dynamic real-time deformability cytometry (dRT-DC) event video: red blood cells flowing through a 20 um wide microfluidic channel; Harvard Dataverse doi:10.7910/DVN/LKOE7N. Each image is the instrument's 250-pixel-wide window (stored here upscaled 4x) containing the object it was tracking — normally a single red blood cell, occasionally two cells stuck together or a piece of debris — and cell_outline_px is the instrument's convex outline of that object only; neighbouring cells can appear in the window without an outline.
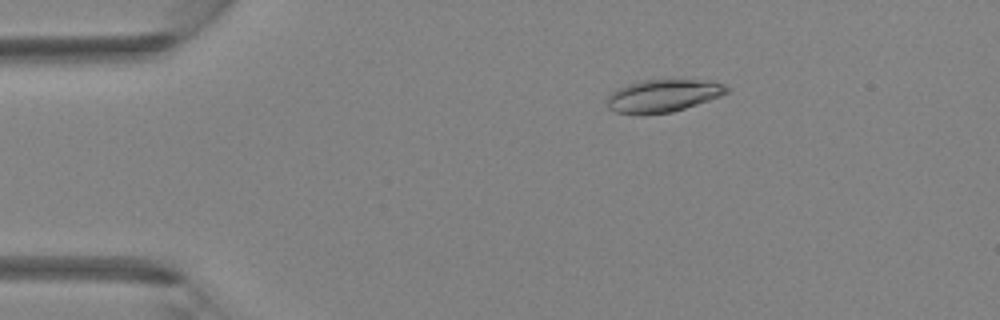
{"species": "Egyptian fruit bat (a non-hibernating species)", "species_latin": "Rousettus aegyptiacus", "temperature_condition": "room temperature", "stored_images_in_passage": 4, "camera_frame_rate_fps": 3000, "um_per_image_px": 0.085, "animal": {"sex": "female"}, "frame": {"image": 1, "passage_image": 2, "time_ms": 0.333, "image_size_px": [1000, 320], "cell_outline_px": [[732, 88], [728, 92], [720, 96], [672, 112], [616, 112], [608, 108], [608, 96], [612, 92], [628, 84], [644, 80], [696, 80], [724, 84]], "centroid_in_image_um": [56.4, 8.11], "position_along_channel_um": 28.6, "area_um2": 21.79}}